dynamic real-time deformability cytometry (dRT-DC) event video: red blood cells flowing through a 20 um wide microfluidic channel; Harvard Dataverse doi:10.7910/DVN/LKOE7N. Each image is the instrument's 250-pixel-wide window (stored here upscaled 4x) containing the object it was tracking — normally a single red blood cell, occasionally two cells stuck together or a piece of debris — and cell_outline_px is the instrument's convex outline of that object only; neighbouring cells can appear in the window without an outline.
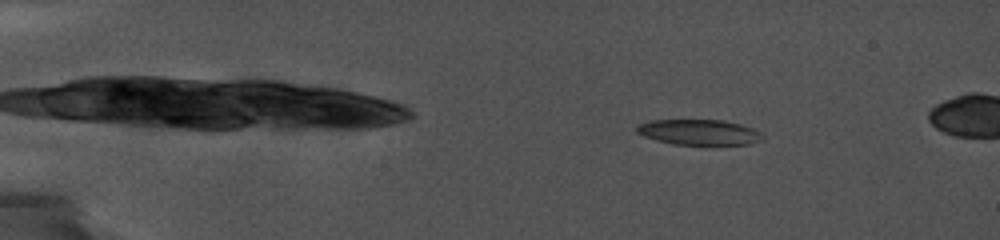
{"species": "common noctule bat (a hibernating species)", "species_latin": "Nyctalus noctula", "temperature_condition": "cold", "stored_images_in_passage": 48, "camera_frame_rate_fps": 5000, "um_per_image_px": 0.085, "animal": {"sex": "female", "body_mass_g": 19.0, "forearm_length_mm": 56.7}, "frame": {"image": 1, "passage_image": 2, "time_ms": 0.4, "image_size_px": [1000, 240], "cell_outline_px": [[764, 140], [748, 144], [672, 144], [656, 140], [644, 136], [636, 132], [636, 124], [648, 120], [724, 120], [740, 124], [752, 128], [760, 132], [764, 136]], "centroid_in_image_um": [59.4, 11.23], "position_along_channel_um": 25.6, "area_um2": 18.73}}
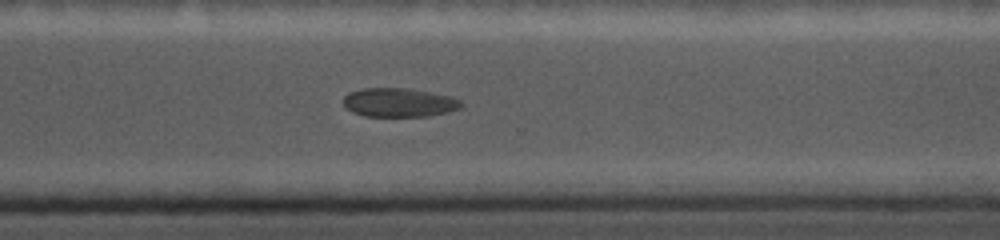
{"frame": {"image": 2, "passage_image": 34, "time_ms": 11.8, "image_size_px": [1000, 240], "cell_outline_px": [[464, 104], [460, 108], [448, 112], [428, 116], [364, 116], [352, 112], [344, 104], [344, 96], [348, 92], [364, 88], [404, 88], [452, 96], [460, 100]], "centroid_in_image_um": [33.93, 8.71], "position_along_channel_um": 336.7, "area_um2": 19.77}}
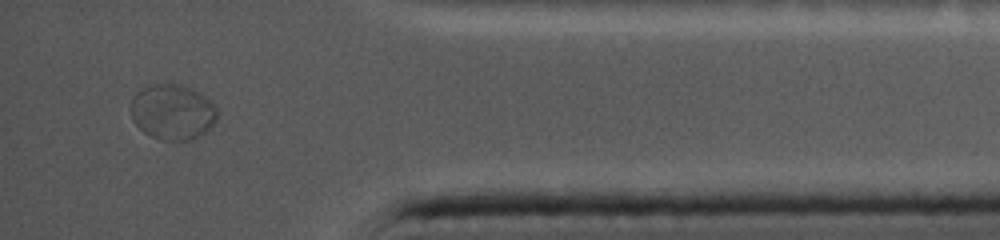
{"frame": {"image": 3, "passage_image": 45, "time_ms": 14.4, "image_size_px": [1000, 240], "cell_outline_px": [[216, 120], [196, 140], [160, 140], [144, 132], [132, 120], [128, 108], [132, 96], [136, 92], [152, 84], [180, 84], [200, 92], [216, 108]], "centroid_in_image_um": [14.61, 9.52], "position_along_channel_um": 420.6, "area_um2": 28.03}}